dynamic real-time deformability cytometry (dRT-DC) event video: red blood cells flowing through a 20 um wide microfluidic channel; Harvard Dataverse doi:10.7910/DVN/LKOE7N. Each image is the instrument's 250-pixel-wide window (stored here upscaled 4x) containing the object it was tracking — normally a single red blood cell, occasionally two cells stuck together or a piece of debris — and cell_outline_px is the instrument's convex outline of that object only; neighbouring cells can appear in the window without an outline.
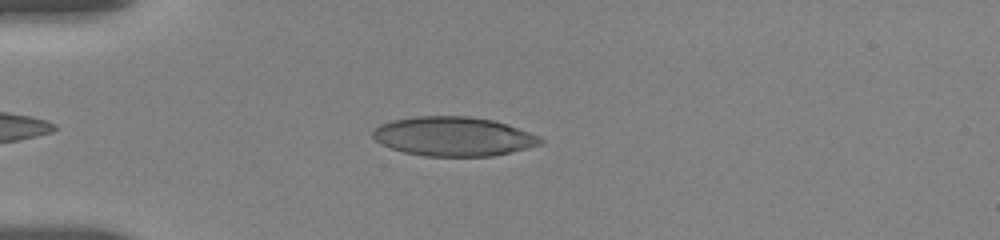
{"species": "human", "species_latin": "Homo sapiens", "temperature_condition": "room temperature", "stored_images_in_passage": 8, "camera_frame_rate_fps": 3000, "um_per_image_px": 0.085, "donor": {"sex": "female"}, "frame": {"image": 1, "passage_image": 3, "time_ms": 2.333, "image_size_px": [1000, 240], "cell_outline_px": [[544, 140], [540, 144], [492, 156], [424, 156], [404, 152], [380, 144], [372, 136], [372, 132], [380, 124], [392, 120], [416, 116], [468, 116], [492, 120], [540, 136]], "centroid_in_image_um": [38.49, 11.59], "position_along_channel_um": 46.5, "area_um2": 37.92}}
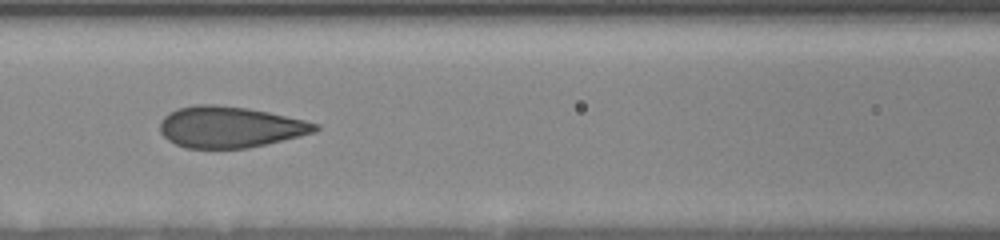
{"frame": {"image": 2, "passage_image": 6, "time_ms": 5.667, "image_size_px": [1000, 240], "cell_outline_px": [[320, 128], [316, 132], [300, 136], [248, 148], [188, 148], [176, 144], [168, 140], [160, 132], [160, 120], [168, 112], [180, 108], [196, 104], [216, 104], [248, 108], [268, 112], [304, 120], [320, 124]], "centroid_in_image_um": [19.54, 10.79], "position_along_channel_um": 147.1, "area_um2": 37.28}}
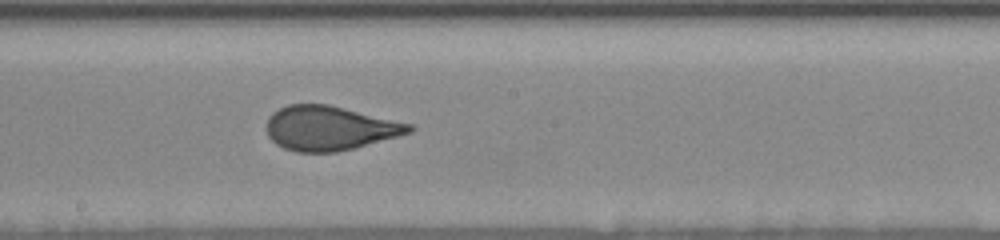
{"frame": {"image": 3, "passage_image": 8, "time_ms": 7.667, "image_size_px": [1000, 240], "cell_outline_px": [[416, 128], [412, 132], [352, 148], [336, 152], [296, 152], [284, 148], [276, 144], [268, 136], [268, 116], [272, 112], [288, 104], [328, 104], [412, 124]], "centroid_in_image_um": [28.0, 10.89], "position_along_channel_um": 220.2, "area_um2": 36.59}}